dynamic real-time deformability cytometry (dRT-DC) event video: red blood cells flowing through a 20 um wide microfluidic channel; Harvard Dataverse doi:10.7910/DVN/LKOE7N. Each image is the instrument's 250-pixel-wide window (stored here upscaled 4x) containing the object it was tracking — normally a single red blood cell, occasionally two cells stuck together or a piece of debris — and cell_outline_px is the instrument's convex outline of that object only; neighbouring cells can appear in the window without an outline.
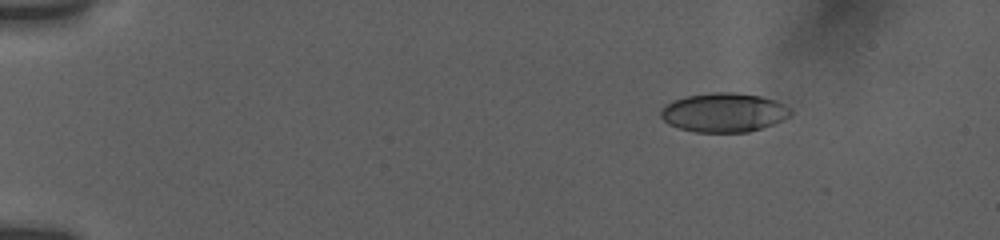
{"species": "human", "species_latin": "Homo sapiens", "temperature_condition": "room temperature", "stored_images_in_passage": 50, "camera_frame_rate_fps": 3000, "um_per_image_px": 0.085, "donor": {"sex": "female"}, "frame": {"image": 1, "passage_image": 1, "time_ms": 0.0, "image_size_px": [1000, 240], "cell_outline_px": [[792, 116], [772, 124], [748, 132], [696, 132], [680, 128], [668, 124], [660, 116], [660, 108], [664, 104], [672, 100], [684, 96], [712, 92], [736, 92], [760, 96], [776, 100], [784, 104], [792, 112]], "centroid_in_image_um": [61.5, 9.55], "position_along_channel_um": 23.5, "area_um2": 29.82}}
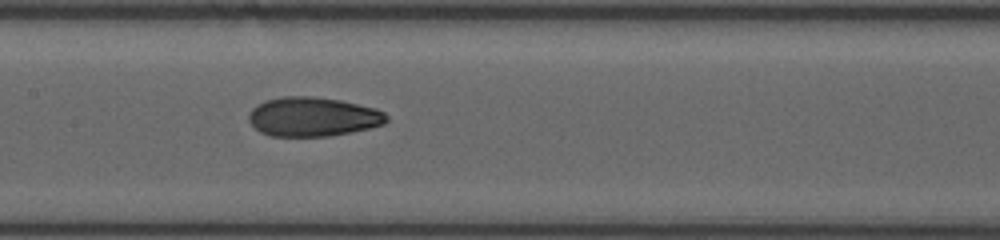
{"frame": {"image": 2, "passage_image": 24, "time_ms": 7.0, "image_size_px": [1000, 240], "cell_outline_px": [[388, 120], [384, 124], [368, 128], [328, 136], [272, 136], [260, 132], [248, 120], [248, 112], [256, 104], [264, 100], [280, 96], [312, 96], [340, 100], [376, 108], [384, 112], [388, 116]], "centroid_in_image_um": [26.56, 9.91], "position_along_channel_um": 180.8, "area_um2": 31.62}}
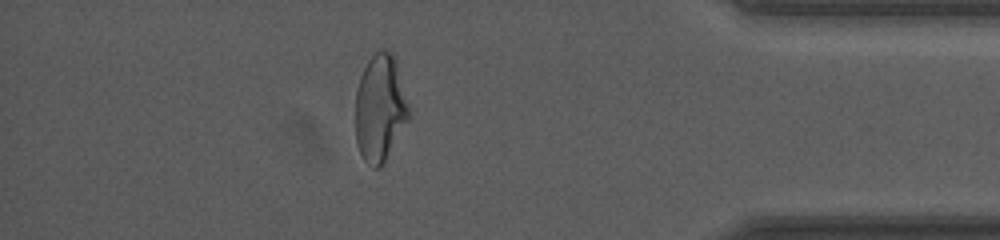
{"frame": {"image": 3, "passage_image": 43, "time_ms": 13.667, "image_size_px": [1000, 240], "cell_outline_px": [[412, 112], [408, 120], [380, 168], [372, 168], [364, 160], [356, 144], [356, 88], [360, 76], [368, 60], [376, 52], [392, 52], [396, 60]], "centroid_in_image_um": [32.32, 9.2], "position_along_channel_um": 402.9, "area_um2": 33.35}, "authors_computed_cell_mechanics": {"area_um2": 31.0386, "velocity_mm_per_s": 3.7857, "shape_relaxation_time_tau1_ms": null, "shape_relaxation_time_tau2_ms": 1.9416, "deformation_change_tau1": null, "deformation_change_tau2": 0.0594}}